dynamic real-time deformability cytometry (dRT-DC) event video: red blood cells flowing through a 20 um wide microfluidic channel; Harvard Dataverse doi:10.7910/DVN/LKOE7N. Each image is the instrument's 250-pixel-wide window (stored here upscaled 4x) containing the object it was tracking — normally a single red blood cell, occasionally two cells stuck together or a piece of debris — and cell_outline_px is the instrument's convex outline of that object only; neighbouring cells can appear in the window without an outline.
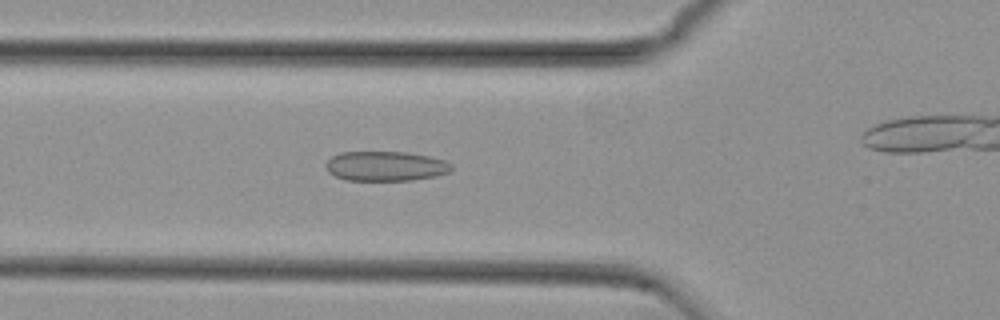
{"species": "common noctule bat (a hibernating species)", "species_latin": "Nyctalus noctula", "temperature_condition": "cold", "stored_images_in_passage": 39, "camera_frame_rate_fps": 3000, "um_per_image_px": 0.085, "animal": {"sex": "female", "body_mass_g": 29.2, "forearm_length_mm": 56.3}, "frame": {"image": 1, "passage_image": 14, "time_ms": 4.333, "image_size_px": [1000, 320], "cell_outline_px": [[452, 168], [448, 172], [436, 176], [412, 180], [348, 180], [336, 176], [328, 172], [324, 164], [332, 156], [340, 152], [408, 152], [428, 156], [444, 160], [452, 164]], "centroid_in_image_um": [32.77, 14.11], "position_along_channel_um": 93.0, "area_um2": 21.73}}
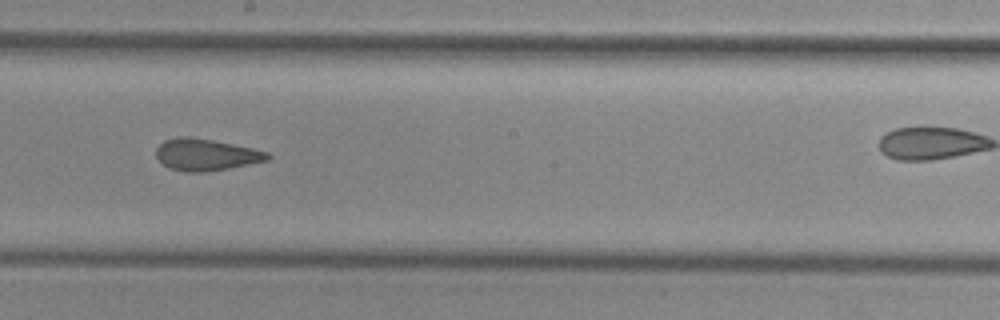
{"frame": {"image": 2, "passage_image": 25, "time_ms": 8.0, "image_size_px": [1000, 320], "cell_outline_px": [[272, 156], [268, 160], [228, 168], [204, 172], [184, 172], [168, 168], [156, 156], [156, 148], [164, 140], [176, 136], [188, 136], [212, 140], [252, 148], [268, 152]], "centroid_in_image_um": [17.48, 13.14], "position_along_channel_um": 230.7, "area_um2": 20.58}}
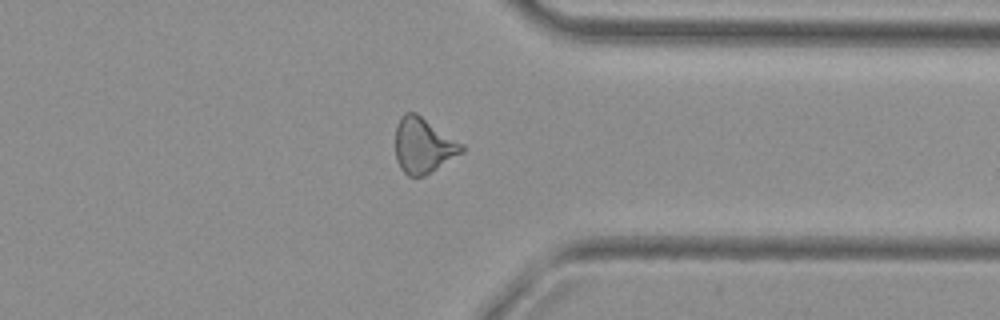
{"frame": {"image": 3, "passage_image": 37, "time_ms": 12.0, "image_size_px": [1000, 320], "cell_outline_px": [[464, 152], [424, 176], [408, 176], [400, 168], [396, 160], [396, 128], [400, 116], [404, 112], [416, 112], [464, 144]], "centroid_in_image_um": [35.98, 12.35], "position_along_channel_um": 375.4, "area_um2": 21.5}}